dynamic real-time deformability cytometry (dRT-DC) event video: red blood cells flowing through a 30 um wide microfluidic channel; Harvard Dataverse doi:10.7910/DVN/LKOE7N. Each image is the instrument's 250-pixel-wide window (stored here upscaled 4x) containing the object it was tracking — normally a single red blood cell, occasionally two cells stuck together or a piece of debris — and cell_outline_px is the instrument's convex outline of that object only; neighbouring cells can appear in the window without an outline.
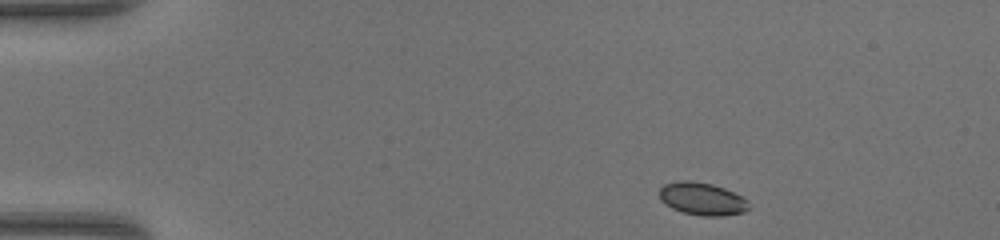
{"species": "common noctule bat (a hibernating species)", "species_latin": "Nyctalus noctula", "temperature_condition": "warm", "stored_images_in_passage": 42, "camera_frame_rate_fps": 3000, "um_per_image_px": 0.085, "animal": {"sex": "female", "body_mass_g": 17.0, "forearm_length_mm": 48.0}, "frame": {"image": 1, "passage_image": 1, "time_ms": 0.0, "image_size_px": [1000, 240], "cell_outline_px": [[748, 208], [744, 212], [724, 216], [700, 216], [684, 212], [672, 208], [664, 204], [660, 200], [660, 188], [664, 184], [680, 180], [688, 180], [712, 184], [724, 188], [748, 200]], "centroid_in_image_um": [59.66, 16.9], "position_along_channel_um": 25.3, "area_um2": 16.99}}
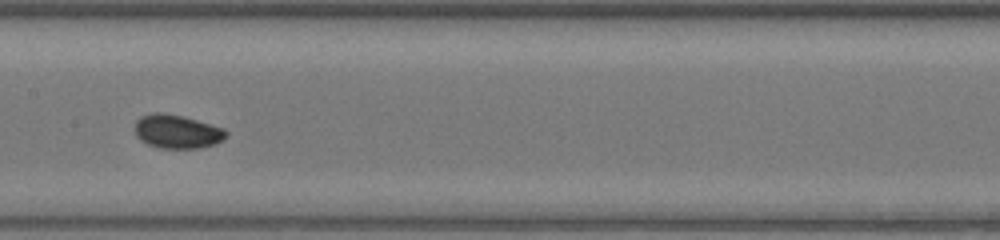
{"frame": {"image": 2, "passage_image": 19, "time_ms": 6.0, "image_size_px": [1000, 240], "cell_outline_px": [[228, 136], [216, 144], [200, 148], [160, 148], [148, 144], [140, 140], [136, 136], [136, 120], [140, 116], [156, 112], [164, 112], [184, 116], [224, 128], [228, 132]], "centroid_in_image_um": [15.07, 11.18], "position_along_channel_um": 192.3, "area_um2": 18.09}}
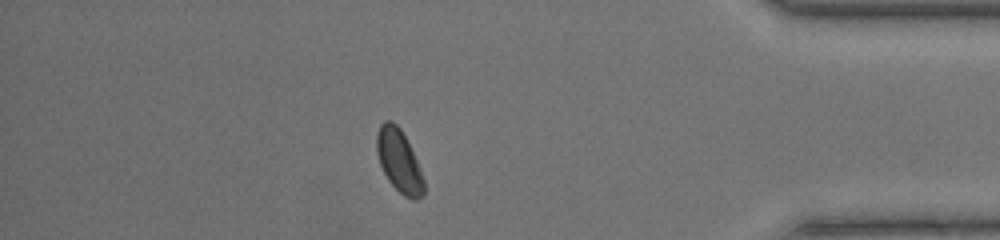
{"frame": {"image": 3, "passage_image": 36, "time_ms": 11.667, "image_size_px": [1000, 240], "cell_outline_px": [[424, 196], [416, 200], [412, 200], [404, 196], [388, 180], [380, 164], [376, 152], [376, 136], [380, 124], [384, 120], [392, 120], [400, 128], [420, 168], [424, 180]], "centroid_in_image_um": [33.91, 13.69], "position_along_channel_um": 401.3, "area_um2": 17.11}, "authors_computed_cell_mechanics": {"area_um2": 17.1955, "velocity_mm_per_s": 4.2906, "shape_relaxation_time_tau1_ms": 6.6652, "shape_relaxation_time_tau2_ms": 11.2048, "deformation_change_tau1": 0.0756, "deformation_change_tau2": 0.1148}}